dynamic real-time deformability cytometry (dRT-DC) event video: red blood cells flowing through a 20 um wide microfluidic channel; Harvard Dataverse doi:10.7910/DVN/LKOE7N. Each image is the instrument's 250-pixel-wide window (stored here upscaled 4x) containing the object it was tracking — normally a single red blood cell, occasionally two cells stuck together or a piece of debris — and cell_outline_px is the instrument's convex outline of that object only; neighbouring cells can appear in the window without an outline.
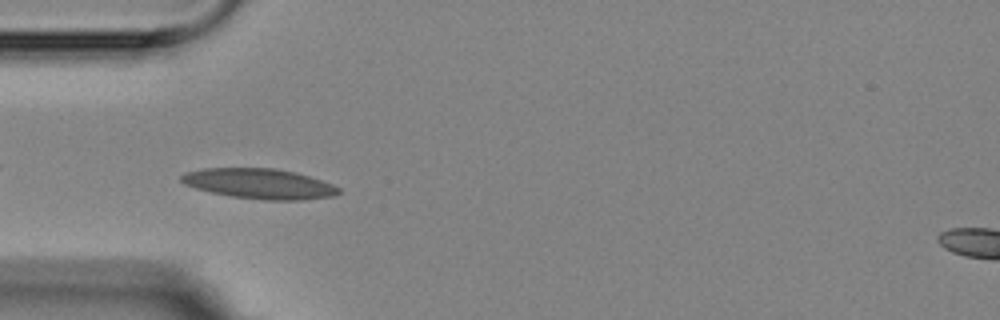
{"species": "Egyptian fruit bat (a non-hibernating species)", "species_latin": "Rousettus aegyptiacus", "temperature_condition": "room temperature", "stored_images_in_passage": 9, "camera_frame_rate_fps": 3000, "um_per_image_px": 0.085, "animal": {"sex": "female"}, "frame": {"image": 1, "passage_image": 4, "time_ms": 3.333, "image_size_px": [1000, 320], "cell_outline_px": [[340, 192], [332, 196], [300, 200], [264, 200], [232, 196], [212, 192], [196, 188], [184, 184], [180, 180], [180, 176], [184, 172], [204, 168], [276, 168], [296, 172], [332, 184], [340, 188]], "centroid_in_image_um": [22.02, 15.61], "position_along_channel_um": 63.0, "area_um2": 27.57}}
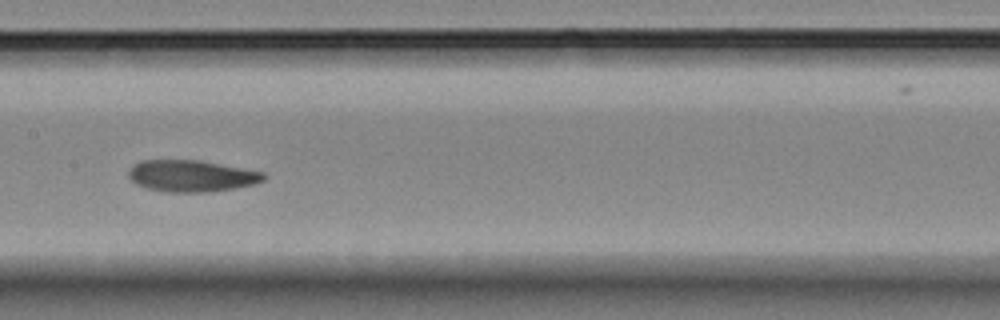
{"frame": {"image": 2, "passage_image": 7, "time_ms": 7.0, "image_size_px": [1000, 320], "cell_outline_px": [[268, 176], [264, 180], [252, 184], [232, 188], [204, 192], [168, 192], [144, 188], [136, 184], [128, 176], [128, 168], [132, 164], [140, 160], [200, 160], [264, 172]], "centroid_in_image_um": [16.22, 14.94], "position_along_channel_um": 191.2, "area_um2": 24.97}}
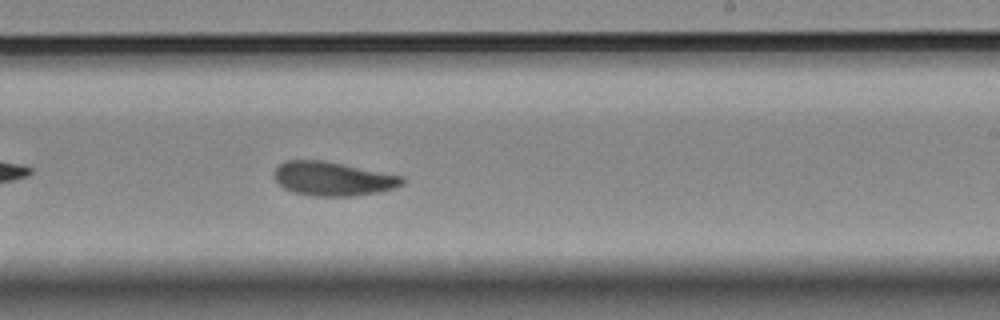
{"frame": {"image": 3, "passage_image": 9, "time_ms": 9.0, "image_size_px": [1000, 320], "cell_outline_px": [[404, 184], [396, 188], [380, 192], [352, 196], [312, 196], [292, 192], [284, 188], [272, 176], [272, 172], [280, 164], [288, 160], [324, 160], [404, 176]], "centroid_in_image_um": [28.3, 15.19], "position_along_channel_um": 260.7, "area_um2": 25.61}}